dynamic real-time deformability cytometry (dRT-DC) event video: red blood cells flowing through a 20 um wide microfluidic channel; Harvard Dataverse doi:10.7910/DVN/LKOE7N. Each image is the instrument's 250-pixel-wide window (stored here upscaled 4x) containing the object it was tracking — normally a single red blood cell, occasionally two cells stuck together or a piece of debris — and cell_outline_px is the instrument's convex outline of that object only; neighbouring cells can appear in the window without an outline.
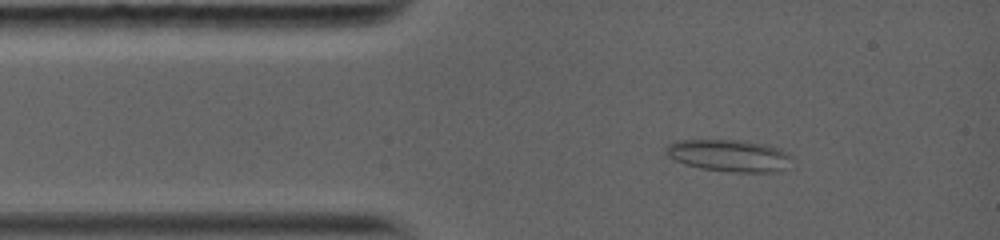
{"species": "common noctule bat (a hibernating species)", "species_latin": "Nyctalus noctula", "temperature_condition": "warm", "stored_images_in_passage": 42, "camera_frame_rate_fps": 5000, "um_per_image_px": 0.085, "animal": {"sex": "female", "body_mass_g": 19.0, "forearm_length_mm": 56.7}, "frame": {"image": 1, "passage_image": 5, "time_ms": 1.4, "image_size_px": [1000, 240], "cell_outline_px": [[792, 156], [784, 168], [776, 172], [732, 172], [700, 168], [684, 164], [668, 156], [664, 152], [664, 148], [668, 144], [676, 140], [740, 140], [764, 144], [780, 148], [788, 152]], "centroid_in_image_um": [61.94, 13.21], "position_along_channel_um": 23.1, "area_um2": 23.52}}
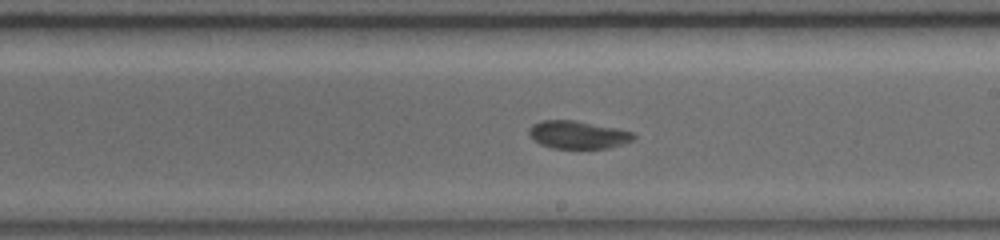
{"frame": {"image": 2, "passage_image": 23, "time_ms": 7.4, "image_size_px": [1000, 240], "cell_outline_px": [[636, 136], [632, 140], [608, 148], [552, 148], [540, 144], [528, 132], [528, 128], [532, 124], [540, 120], [572, 120], [616, 128], [632, 132]], "centroid_in_image_um": [49.09, 11.45], "position_along_channel_um": 239.9, "area_um2": 16.7}}
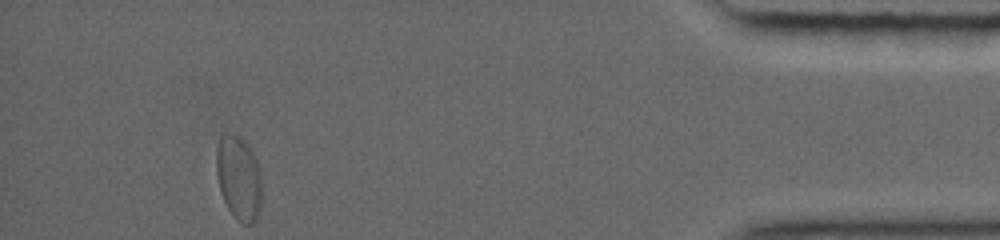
{"frame": {"image": 3, "passage_image": 42, "time_ms": 13.4, "image_size_px": [1000, 240], "cell_outline_px": [[260, 208], [256, 220], [252, 224], [244, 224], [232, 216], [220, 192], [216, 172], [216, 148], [220, 136], [228, 132], [240, 136], [252, 148], [260, 168]], "centroid_in_image_um": [20.28, 15.09], "position_along_channel_um": 414.9, "area_um2": 22.66}, "authors_computed_cell_mechanics": {"area_um2": 18.3515, "velocity_mm_per_s": 4.0692, "shape_relaxation_time_tau1_ms": null, "shape_relaxation_time_tau2_ms": 2.1162, "deformation_change_tau1": null, "deformation_change_tau2": 0.057}}